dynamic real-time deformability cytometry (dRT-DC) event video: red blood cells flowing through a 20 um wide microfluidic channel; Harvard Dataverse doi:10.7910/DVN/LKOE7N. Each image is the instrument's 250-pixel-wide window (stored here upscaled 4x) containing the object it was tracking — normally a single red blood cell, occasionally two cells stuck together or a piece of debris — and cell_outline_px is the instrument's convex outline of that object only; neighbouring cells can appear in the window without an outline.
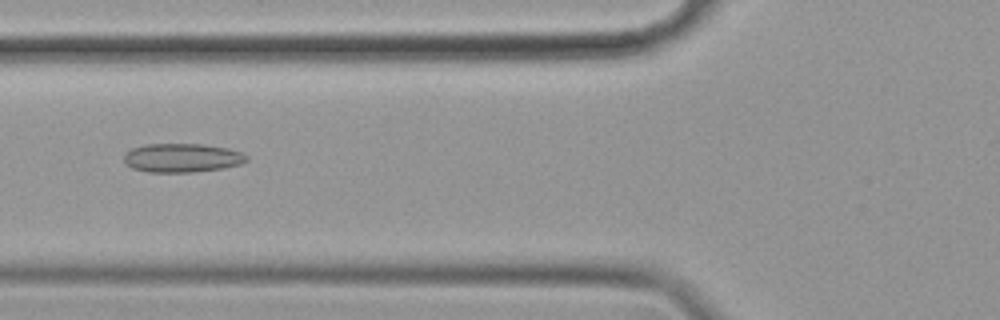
{"species": "common noctule bat (a hibernating species)", "species_latin": "Nyctalus noctula", "temperature_condition": "cold", "stored_images_in_passage": 57, "camera_frame_rate_fps": 3000, "um_per_image_px": 0.085, "animal": {"sex": "female", "body_mass_g": 19.9}, "frame": {"image": 1, "passage_image": 21, "time_ms": 6.667, "image_size_px": [1000, 320], "cell_outline_px": [[248, 160], [240, 164], [224, 168], [192, 172], [148, 172], [132, 168], [124, 164], [124, 152], [132, 148], [148, 144], [204, 144], [228, 148], [244, 152], [248, 156]], "centroid_in_image_um": [15.48, 13.41], "position_along_channel_um": 110.3, "area_um2": 20.87}}
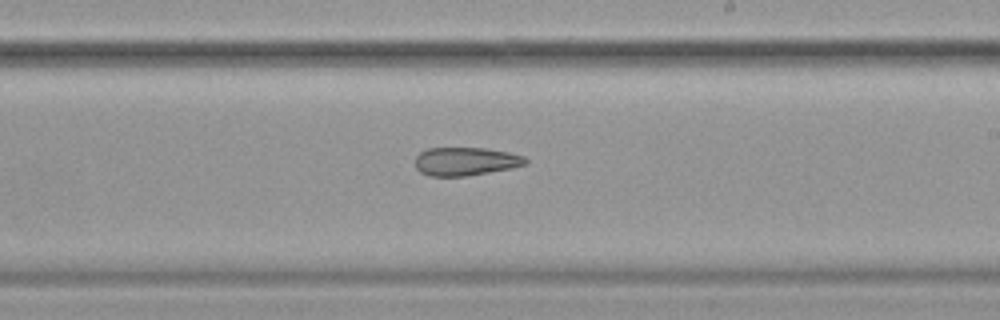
{"frame": {"image": 2, "passage_image": 33, "time_ms": 10.667, "image_size_px": [1000, 320], "cell_outline_px": [[528, 164], [512, 168], [464, 176], [428, 176], [420, 172], [416, 168], [416, 156], [420, 152], [428, 148], [488, 148], [508, 152], [524, 156], [528, 160]], "centroid_in_image_um": [39.59, 13.71], "position_along_channel_um": 249.4, "area_um2": 18.26}}
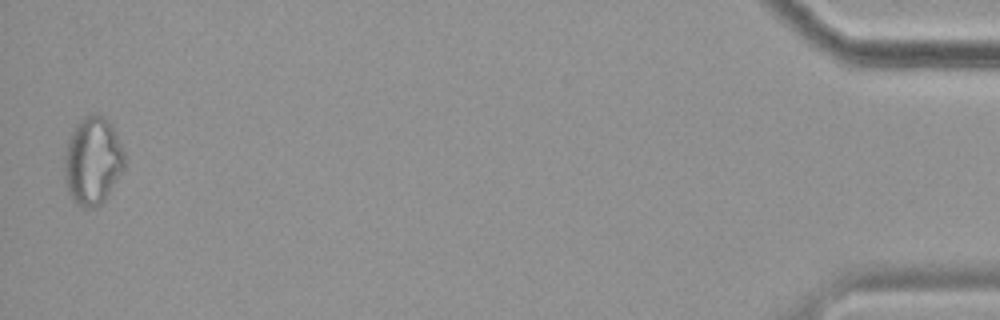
{"frame": {"image": 3, "passage_image": 56, "time_ms": 18.333, "image_size_px": [1000, 320], "cell_outline_px": [[124, 168], [104, 200], [96, 208], [88, 208], [76, 204], [68, 192], [64, 176], [64, 156], [68, 140], [76, 124], [84, 116], [92, 112], [96, 112], [104, 116], [112, 124], [116, 132], [124, 152]], "centroid_in_image_um": [7.87, 13.64], "position_along_channel_um": 427.3, "area_um2": 30.92}}